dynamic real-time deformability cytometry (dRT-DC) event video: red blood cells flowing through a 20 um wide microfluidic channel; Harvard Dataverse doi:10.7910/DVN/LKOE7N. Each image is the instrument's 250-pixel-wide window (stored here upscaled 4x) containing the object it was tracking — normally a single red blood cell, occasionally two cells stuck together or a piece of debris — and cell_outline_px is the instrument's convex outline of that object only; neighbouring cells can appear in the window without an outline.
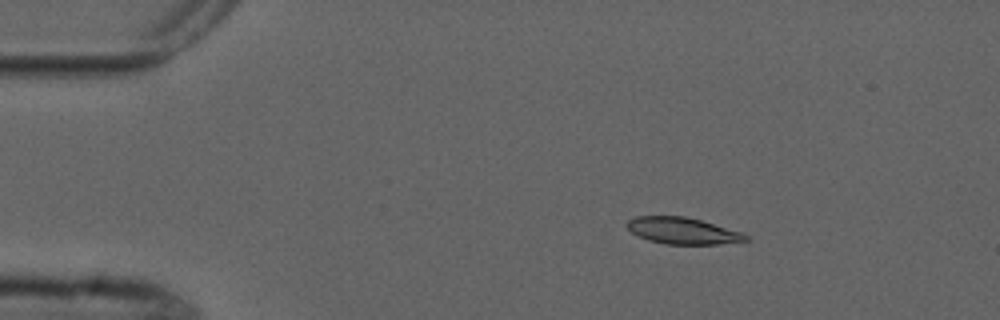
{"species": "common noctule bat (a hibernating species)", "species_latin": "Nyctalus noctula", "temperature_condition": "cold", "stored_images_in_passage": 6, "camera_frame_rate_fps": 3000, "um_per_image_px": 0.085, "animal": {"sex": "male", "forearm_length_mm": 52.5}, "frame": {"image": 1, "passage_image": 3, "time_ms": 2.333, "image_size_px": [1000, 320], "cell_outline_px": [[752, 240], [716, 244], [668, 244], [648, 240], [632, 232], [624, 224], [628, 220], [636, 216], [684, 216], [700, 220], [744, 232]], "centroid_in_image_um": [58.06, 19.61], "position_along_channel_um": 26.9, "area_um2": 18.38}}